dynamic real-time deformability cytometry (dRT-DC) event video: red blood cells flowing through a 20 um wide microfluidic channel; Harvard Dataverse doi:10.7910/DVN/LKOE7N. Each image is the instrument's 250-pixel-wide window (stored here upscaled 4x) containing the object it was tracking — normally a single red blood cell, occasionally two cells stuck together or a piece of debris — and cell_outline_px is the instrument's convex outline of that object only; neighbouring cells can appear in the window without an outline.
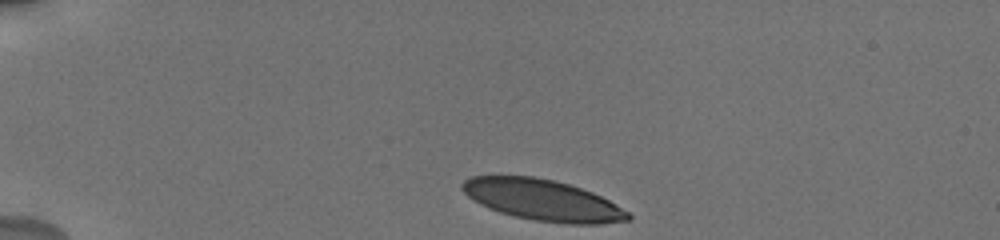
{"species": "human", "species_latin": "Homo sapiens", "temperature_condition": "cold", "stored_images_in_passage": 12, "camera_frame_rate_fps": 3000, "um_per_image_px": 0.085, "donor": {"sex": "male"}, "frame": {"image": 1, "passage_image": 1, "time_ms": 0.0, "image_size_px": [1000, 240], "cell_outline_px": [[632, 220], [600, 224], [564, 224], [536, 220], [516, 216], [500, 212], [488, 208], [480, 204], [468, 196], [460, 188], [460, 184], [464, 180], [472, 176], [532, 176], [552, 180], [568, 184], [592, 192], [616, 204], [628, 212], [632, 216]], "centroid_in_image_um": [46.13, 17.01], "position_along_channel_um": 38.9, "area_um2": 39.54}}
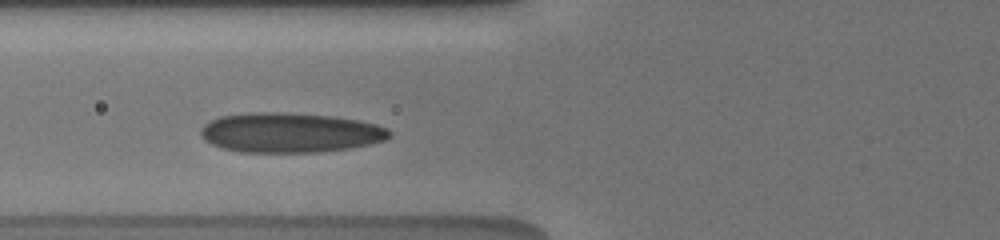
{"frame": {"image": 2, "passage_image": 4, "time_ms": 3.333, "image_size_px": [1000, 240], "cell_outline_px": [[392, 136], [384, 140], [368, 144], [348, 148], [320, 152], [240, 152], [224, 148], [212, 144], [204, 140], [200, 136], [200, 128], [208, 120], [220, 116], [248, 112], [288, 112], [332, 116], [360, 120], [376, 124], [388, 128], [392, 132]], "centroid_in_image_um": [24.63, 11.26], "position_along_channel_um": 101.2, "area_um2": 44.16}}
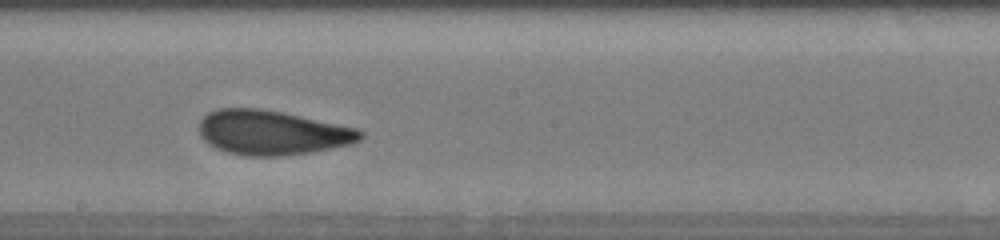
{"frame": {"image": 3, "passage_image": 7, "time_ms": 6.667, "image_size_px": [1000, 240], "cell_outline_px": [[364, 136], [360, 140], [352, 144], [312, 152], [280, 156], [244, 156], [228, 152], [216, 148], [208, 144], [200, 136], [200, 120], [208, 112], [216, 108], [260, 108], [360, 128], [364, 132]], "centroid_in_image_um": [23.15, 11.27], "position_along_channel_um": 225.1, "area_um2": 42.08}, "authors_computed_cell_mechanics": {"area_um2": 41.5004, "velocity_mm_per_s": 3.7278, "shape_relaxation_time_tau1_ms": 5.4539, "shape_relaxation_time_tau2_ms": 1.0789, "deformation_change_tau1": 0.1516, "deformation_change_tau2": 0.0604}}